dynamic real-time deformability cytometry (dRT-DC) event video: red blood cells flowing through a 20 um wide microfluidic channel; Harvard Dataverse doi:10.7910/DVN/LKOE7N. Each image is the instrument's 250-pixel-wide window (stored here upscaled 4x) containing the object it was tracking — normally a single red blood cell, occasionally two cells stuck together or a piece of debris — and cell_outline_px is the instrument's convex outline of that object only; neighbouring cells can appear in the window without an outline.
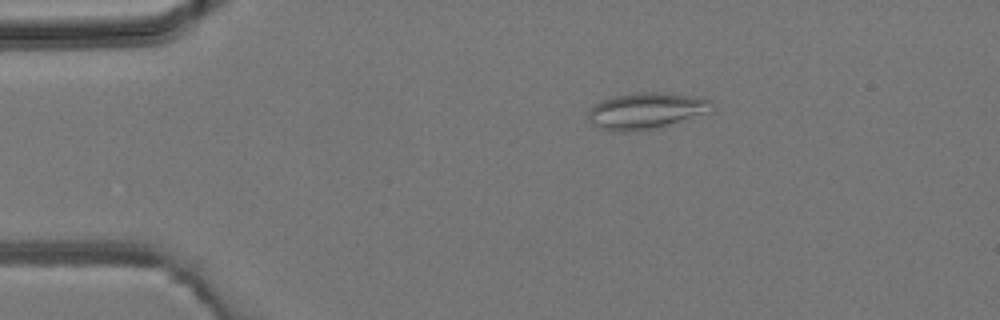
{"species": "common noctule bat (a hibernating species)", "species_latin": "Nyctalus noctula", "temperature_condition": "room temperature", "stored_images_in_passage": 5, "camera_frame_rate_fps": 3000, "um_per_image_px": 0.085, "animal": {"sex": "male", "body_mass_g": 19.2, "forearm_length_mm": 51.8}, "frame": {"image": 1, "passage_image": 3, "time_ms": 2.333, "image_size_px": [1000, 320], "cell_outline_px": [[716, 112], [660, 128], [640, 132], [612, 132], [600, 128], [592, 124], [588, 116], [588, 112], [600, 100], [612, 96], [636, 92], [664, 92], [692, 96], [708, 100], [716, 104]], "centroid_in_image_um": [55.01, 9.44], "position_along_channel_um": 30.0, "area_um2": 27.22}}